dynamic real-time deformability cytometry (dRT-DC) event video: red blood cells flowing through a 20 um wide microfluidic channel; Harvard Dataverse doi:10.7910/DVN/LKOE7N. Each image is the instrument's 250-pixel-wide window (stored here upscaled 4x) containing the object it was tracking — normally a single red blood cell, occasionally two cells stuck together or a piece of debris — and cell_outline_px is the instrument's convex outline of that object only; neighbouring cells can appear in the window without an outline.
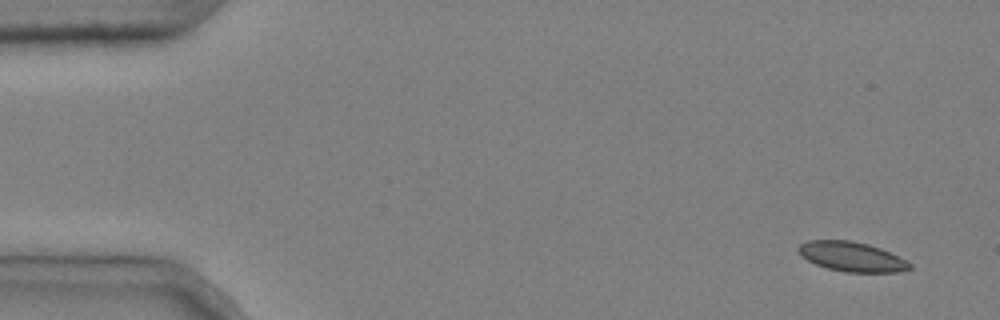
{"species": "common noctule bat (a hibernating species)", "species_latin": "Nyctalus noctula", "temperature_condition": "cold", "stored_images_in_passage": 5, "segment_of_instrument_passage": [1, 2], "camera_frame_rate_fps": 3000, "um_per_image_px": 0.085, "animal": {"sex": "male", "body_mass_g": 20.4}, "frame": {"image": 1, "passage_image": 1, "time_ms": 0.0, "image_size_px": [1000, 320], "cell_outline_px": [[912, 268], [900, 272], [844, 272], [828, 268], [816, 264], [800, 256], [796, 248], [800, 244], [808, 240], [852, 240], [868, 244], [880, 248], [912, 264]], "centroid_in_image_um": [72.36, 21.81], "position_along_channel_um": 12.6, "area_um2": 19.19}}